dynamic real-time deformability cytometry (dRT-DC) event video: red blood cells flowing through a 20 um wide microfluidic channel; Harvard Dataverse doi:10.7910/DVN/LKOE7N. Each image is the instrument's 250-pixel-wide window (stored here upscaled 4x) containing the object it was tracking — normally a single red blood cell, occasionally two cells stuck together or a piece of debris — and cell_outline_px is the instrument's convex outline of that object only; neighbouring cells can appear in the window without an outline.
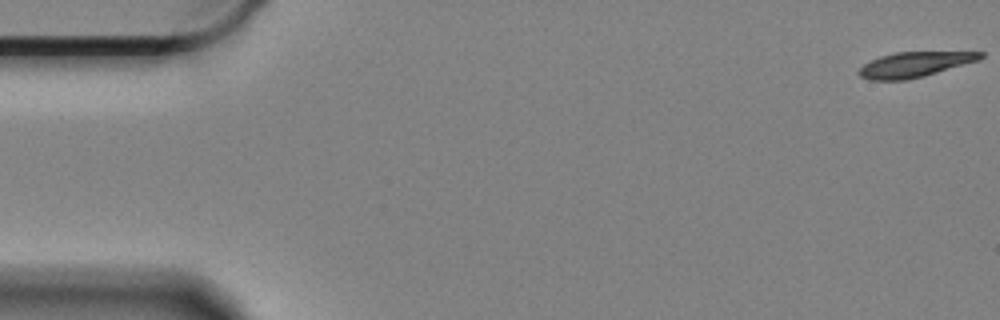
{"species": "Egyptian fruit bat (a non-hibernating species)", "species_latin": "Rousettus aegyptiacus", "temperature_condition": "cold", "stored_images_in_passage": 52, "camera_frame_rate_fps": 3000, "um_per_image_px": 0.085, "animal": {"sex": "female"}, "frame": {"image": 1, "passage_image": 1, "time_ms": 0.0, "image_size_px": [1000, 320], "cell_outline_px": [[984, 56], [980, 60], [924, 76], [908, 80], [868, 80], [860, 76], [856, 72], [864, 64], [880, 56], [896, 52], [984, 52]], "centroid_in_image_um": [77.73, 5.49], "position_along_channel_um": 7.3, "area_um2": 17.8}}
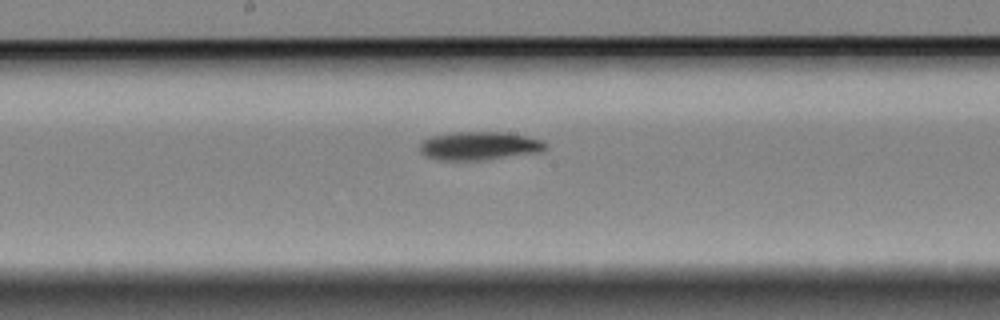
{"frame": {"image": 2, "passage_image": 31, "time_ms": 10.0, "image_size_px": [1000, 320], "cell_outline_px": [[548, 148], [544, 152], [480, 160], [440, 160], [428, 156], [420, 152], [420, 144], [428, 136], [452, 132], [504, 132], [544, 140], [548, 144]], "centroid_in_image_um": [40.79, 12.39], "position_along_channel_um": 207.4, "area_um2": 20.98}}
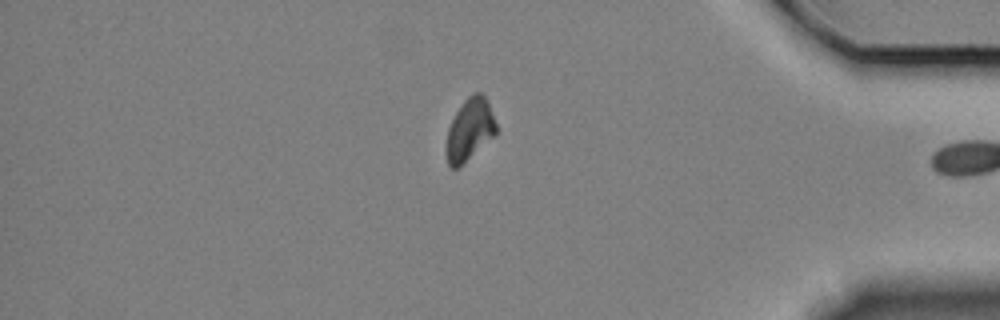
{"frame": {"image": 3, "passage_image": 51, "time_ms": 16.667, "image_size_px": [1000, 320], "cell_outline_px": [[496, 136], [456, 168], [452, 168], [448, 164], [444, 152], [448, 128], [456, 112], [464, 100], [468, 96], [476, 92], [480, 92], [484, 96], [488, 104], [496, 124]], "centroid_in_image_um": [39.9, 11.04], "position_along_channel_um": 395.3, "area_um2": 17.92}}